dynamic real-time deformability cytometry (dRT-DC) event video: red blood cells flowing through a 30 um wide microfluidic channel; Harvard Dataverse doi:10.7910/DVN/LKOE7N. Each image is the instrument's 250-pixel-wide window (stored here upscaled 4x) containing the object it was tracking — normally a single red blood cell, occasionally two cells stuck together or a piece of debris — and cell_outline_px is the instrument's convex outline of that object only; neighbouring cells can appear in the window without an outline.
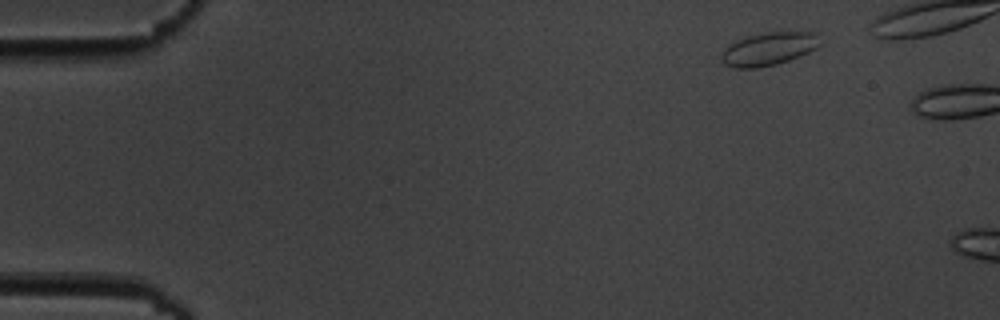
{"species": "common noctule bat (a hibernating species)", "species_latin": "Nyctalus noctula", "temperature_condition": "cold", "stored_images_in_passage": 4, "camera_frame_rate_fps": 3000, "um_per_image_px": 0.085, "animal": {"sex": "male", "body_mass_g": 19.5, "forearm_length_mm": 54.6}, "frame": {"image": 1, "passage_image": 1, "time_ms": 0.0, "image_size_px": [1000, 320], "cell_outline_px": [[820, 44], [816, 48], [800, 56], [776, 64], [756, 68], [732, 68], [724, 64], [720, 56], [732, 44], [748, 36], [768, 32], [804, 28], [820, 32]], "centroid_in_image_um": [65.49, 4.1], "position_along_channel_um": 19.5, "area_um2": 19.48}}